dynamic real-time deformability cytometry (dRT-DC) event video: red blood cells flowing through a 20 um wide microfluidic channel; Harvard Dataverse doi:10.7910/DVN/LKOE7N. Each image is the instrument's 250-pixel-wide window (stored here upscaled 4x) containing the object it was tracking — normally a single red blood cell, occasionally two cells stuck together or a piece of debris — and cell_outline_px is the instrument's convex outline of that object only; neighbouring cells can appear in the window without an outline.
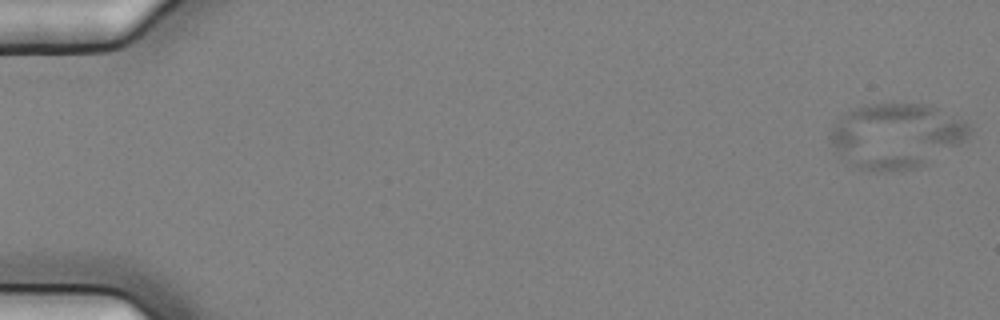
{"species": "common noctule bat (a hibernating species)", "species_latin": "Nyctalus noctula", "temperature_condition": "cold", "stored_images_in_passage": 7, "camera_frame_rate_fps": 3000, "um_per_image_px": 0.085, "animal": {"sex": "female", "body_mass_g": 25.1}, "frame": {"image": 1, "passage_image": 1, "time_ms": 0.0, "image_size_px": [1000, 320], "cell_outline_px": [[972, 132], [968, 140], [924, 164], [916, 168], [888, 172], [872, 172], [856, 168], [828, 144], [828, 136], [832, 128], [848, 108], [868, 104], [892, 100], [928, 104], [940, 108], [964, 120], [972, 128]], "centroid_in_image_um": [76.17, 11.49], "position_along_channel_um": 8.8, "area_um2": 54.22}}
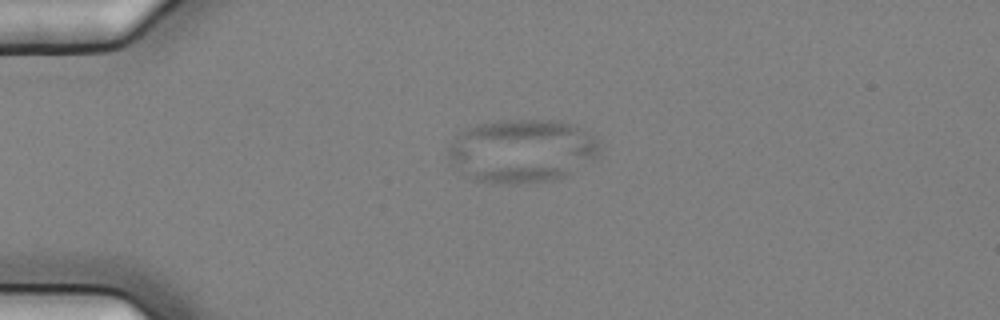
{"frame": {"image": 2, "passage_image": 5, "time_ms": 1.333, "image_size_px": [1000, 320], "cell_outline_px": [[600, 148], [592, 156], [568, 176], [552, 180], [516, 184], [492, 184], [476, 180], [468, 176], [448, 164], [448, 144], [464, 128], [476, 124], [496, 120], [560, 120], [576, 124], [600, 136]], "centroid_in_image_um": [44.33, 12.8], "position_along_channel_um": 40.7, "area_um2": 56.88}}
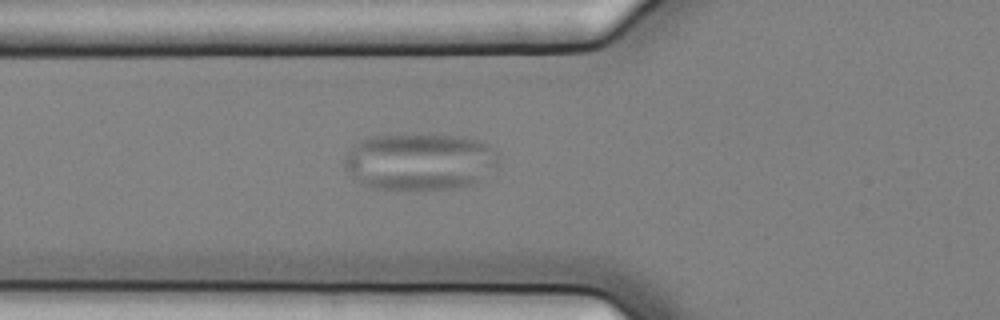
{"frame": {"image": 3, "passage_image": 7, "time_ms": 2.0, "image_size_px": [1000, 320], "cell_outline_px": [[496, 164], [484, 180], [476, 184], [460, 188], [424, 192], [400, 192], [372, 188], [364, 184], [352, 176], [344, 168], [344, 160], [348, 148], [372, 136], [464, 136], [488, 144], [496, 152]], "centroid_in_image_um": [35.68, 13.83], "position_along_channel_um": 90.1, "area_um2": 52.08}}